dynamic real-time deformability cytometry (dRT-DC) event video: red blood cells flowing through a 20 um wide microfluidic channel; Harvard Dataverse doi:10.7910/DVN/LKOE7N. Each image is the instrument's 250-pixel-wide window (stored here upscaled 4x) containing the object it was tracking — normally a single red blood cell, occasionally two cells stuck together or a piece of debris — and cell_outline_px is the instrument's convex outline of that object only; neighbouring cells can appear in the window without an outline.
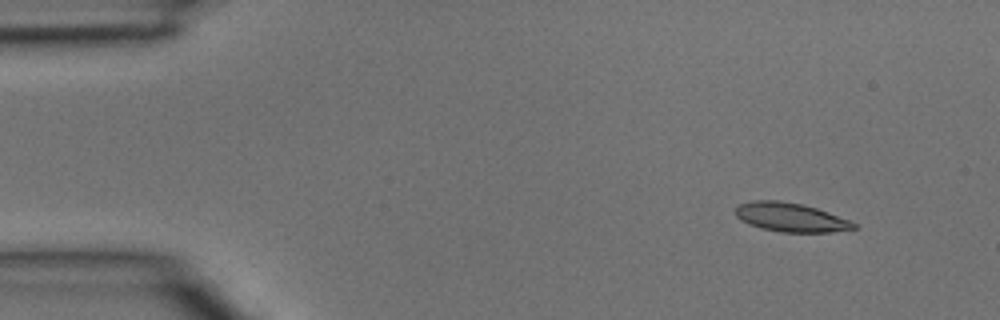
{"species": "common noctule bat (a hibernating species)", "species_latin": "Nyctalus noctula", "temperature_condition": "room temperature", "stored_images_in_passage": 3, "camera_frame_rate_fps": 3000, "um_per_image_px": 0.085, "animal": {"sex": "male", "body_mass_g": 15.6}, "frame": {"image": 1, "passage_image": 1, "time_ms": 0.0, "image_size_px": [1000, 320], "cell_outline_px": [[856, 228], [828, 232], [780, 232], [760, 228], [748, 224], [740, 220], [736, 216], [736, 208], [740, 204], [752, 200], [780, 200], [800, 204], [816, 208], [828, 212], [848, 220], [856, 224]], "centroid_in_image_um": [67.15, 18.47], "position_along_channel_um": 17.8, "area_um2": 19.77}}
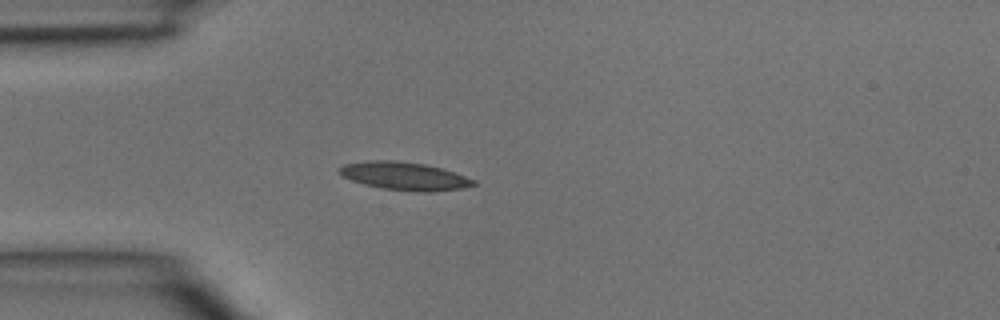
{"frame": {"image": 2, "passage_image": 3, "time_ms": 0.667, "image_size_px": [1000, 320], "cell_outline_px": [[476, 184], [464, 188], [428, 192], [420, 192], [384, 188], [364, 184], [352, 180], [344, 176], [336, 168], [344, 164], [368, 160], [392, 160], [424, 164], [440, 168], [476, 180]], "centroid_in_image_um": [34.36, 14.96], "position_along_channel_um": 50.6, "area_um2": 21.62}}